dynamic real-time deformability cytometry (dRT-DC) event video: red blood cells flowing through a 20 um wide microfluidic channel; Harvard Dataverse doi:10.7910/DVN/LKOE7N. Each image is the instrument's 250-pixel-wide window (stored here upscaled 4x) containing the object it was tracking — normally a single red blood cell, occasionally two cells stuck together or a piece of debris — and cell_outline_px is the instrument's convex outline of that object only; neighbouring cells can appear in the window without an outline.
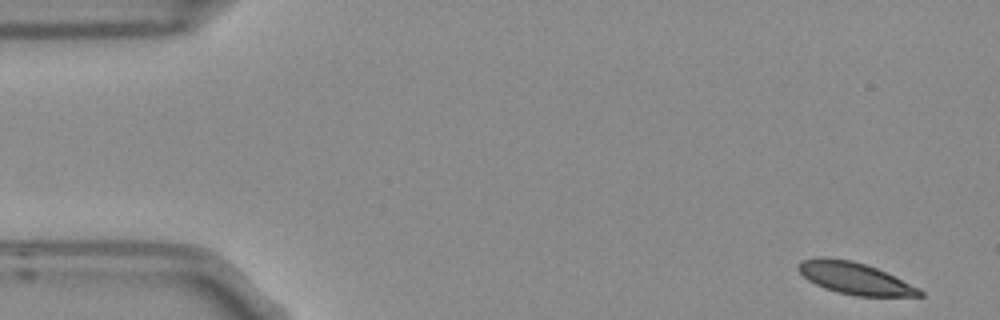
{"species": "Egyptian fruit bat (a non-hibernating species)", "species_latin": "Rousettus aegyptiacus", "temperature_condition": "room temperature", "stored_images_in_passage": 3, "camera_frame_rate_fps": 3000, "um_per_image_px": 0.085, "frame": {"image": 1, "passage_image": 3, "time_ms": 0.667, "image_size_px": [1000, 320], "cell_outline_px": [[924, 296], [856, 296], [836, 292], [824, 288], [808, 280], [796, 268], [796, 264], [800, 260], [820, 256], [828, 256], [852, 260], [876, 268], [920, 288], [924, 292]], "centroid_in_image_um": [72.61, 23.64], "position_along_channel_um": 12.4, "area_um2": 22.72}}